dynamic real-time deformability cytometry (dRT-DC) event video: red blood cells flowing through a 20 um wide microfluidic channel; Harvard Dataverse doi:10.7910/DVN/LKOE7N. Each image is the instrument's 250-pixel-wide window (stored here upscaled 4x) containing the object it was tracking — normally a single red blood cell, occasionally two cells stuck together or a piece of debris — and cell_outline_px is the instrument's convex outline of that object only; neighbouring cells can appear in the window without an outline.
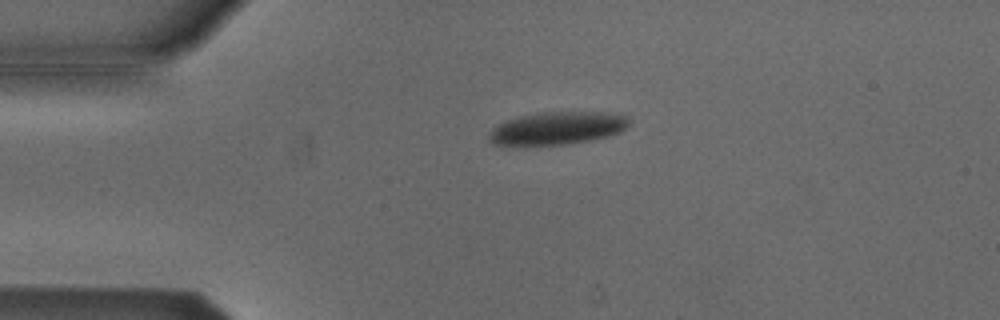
{"species": "Egyptian fruit bat (a non-hibernating species)", "species_latin": "Rousettus aegyptiacus", "temperature_condition": "cold", "stored_images_in_passage": 53, "camera_frame_rate_fps": 3000, "um_per_image_px": 0.085, "animal": {"sex": "male"}, "frame": {"image": 1, "passage_image": 12, "time_ms": 3.667, "image_size_px": [1000, 320], "cell_outline_px": [[628, 124], [620, 132], [608, 136], [568, 144], [496, 144], [488, 140], [488, 132], [496, 124], [520, 116], [536, 112], [616, 112], [628, 116]], "centroid_in_image_um": [47.38, 10.87], "position_along_channel_um": 37.6, "area_um2": 26.59}}
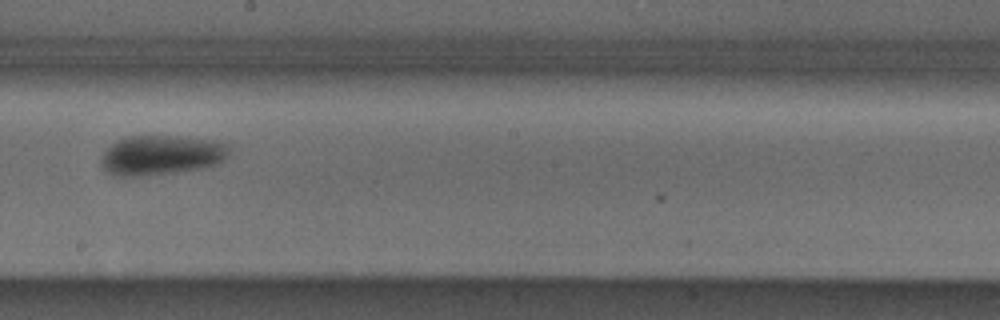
{"frame": {"image": 2, "passage_image": 30, "time_ms": 9.667, "image_size_px": [1000, 320], "cell_outline_px": [[228, 156], [220, 164], [204, 168], [176, 172], [140, 176], [112, 176], [100, 164], [100, 156], [116, 140], [128, 136], [180, 136], [208, 140], [224, 144], [228, 148]], "centroid_in_image_um": [13.67, 13.2], "position_along_channel_um": 234.5, "area_um2": 29.71}}
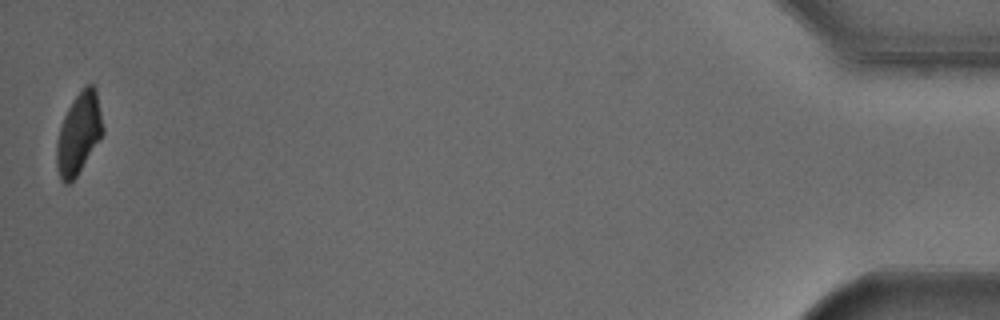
{"frame": {"image": 3, "passage_image": 53, "time_ms": 17.333, "image_size_px": [1000, 320], "cell_outline_px": [[104, 132], [100, 140], [76, 176], [68, 184], [64, 184], [60, 180], [56, 168], [56, 140], [64, 116], [68, 108], [76, 96], [88, 84], [92, 84], [96, 88], [104, 128]], "centroid_in_image_um": [6.69, 11.38], "position_along_channel_um": 428.5, "area_um2": 21.85}, "authors_computed_cell_mechanics": {"area_um2": 26.588, "velocity_mm_per_s": 3.816, "shape_relaxation_time_tau1_ms": 5.2677, "shape_relaxation_time_tau2_ms": null, "deformation_change_tau1": 0.1354, "deformation_change_tau2": null}}